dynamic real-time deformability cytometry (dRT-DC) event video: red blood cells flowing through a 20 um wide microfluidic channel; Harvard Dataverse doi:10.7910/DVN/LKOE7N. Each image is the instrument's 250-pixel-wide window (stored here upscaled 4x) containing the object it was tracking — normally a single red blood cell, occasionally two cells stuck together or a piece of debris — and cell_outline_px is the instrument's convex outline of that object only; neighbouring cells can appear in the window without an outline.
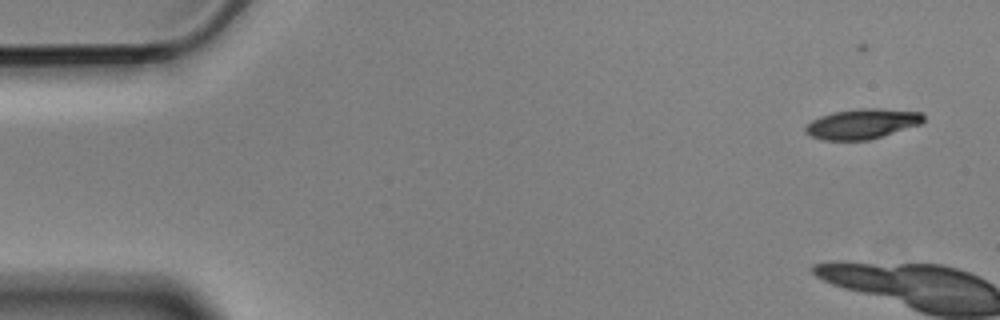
{"species": "Egyptian fruit bat (a non-hibernating species)", "species_latin": "Rousettus aegyptiacus", "temperature_condition": "cold", "stored_images_in_passage": 5, "camera_frame_rate_fps": 3000, "um_per_image_px": 0.085, "animal": {"sex": "male"}, "frame": {"image": 1, "passage_image": 1, "time_ms": 0.0, "image_size_px": [1000, 320], "cell_outline_px": [[924, 120], [920, 124], [868, 140], [824, 140], [808, 136], [804, 132], [804, 128], [812, 120], [820, 116], [832, 112], [860, 108], [880, 108], [924, 112]], "centroid_in_image_um": [73.26, 10.52], "position_along_channel_um": 11.7, "area_um2": 20.75}}